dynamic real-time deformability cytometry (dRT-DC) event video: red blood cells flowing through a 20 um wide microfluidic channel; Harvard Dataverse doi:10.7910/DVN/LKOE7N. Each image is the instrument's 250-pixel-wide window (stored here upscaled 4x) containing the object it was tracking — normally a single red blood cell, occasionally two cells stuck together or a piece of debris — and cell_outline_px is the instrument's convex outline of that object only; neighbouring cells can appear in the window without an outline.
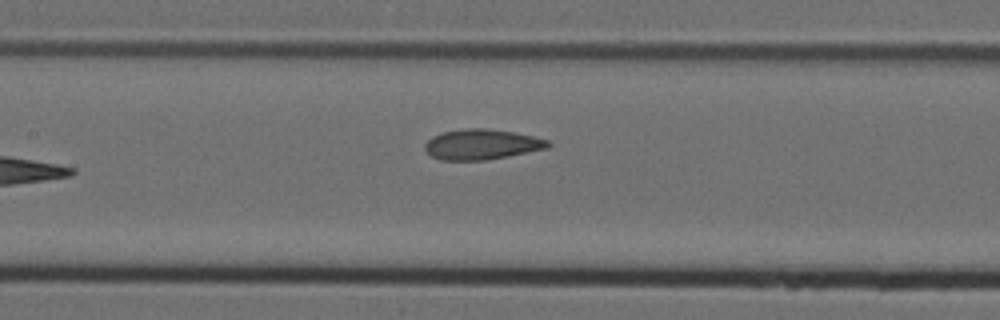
{"species": "Egyptian fruit bat (a non-hibernating species)", "species_latin": "Rousettus aegyptiacus", "temperature_condition": "cold", "stored_images_in_passage": 8, "camera_frame_rate_fps": 3000, "um_per_image_px": 0.085, "animal": {"sex": "female"}, "frame": {"image": 1, "passage_image": 8, "time_ms": 2.333, "image_size_px": [1000, 320], "cell_outline_px": [[552, 144], [548, 148], [508, 156], [484, 160], [440, 160], [432, 156], [424, 148], [424, 144], [432, 136], [444, 132], [464, 128], [488, 128], [512, 132], [532, 136], [548, 140]], "centroid_in_image_um": [40.94, 12.27], "position_along_channel_um": 166.5, "area_um2": 21.68}}